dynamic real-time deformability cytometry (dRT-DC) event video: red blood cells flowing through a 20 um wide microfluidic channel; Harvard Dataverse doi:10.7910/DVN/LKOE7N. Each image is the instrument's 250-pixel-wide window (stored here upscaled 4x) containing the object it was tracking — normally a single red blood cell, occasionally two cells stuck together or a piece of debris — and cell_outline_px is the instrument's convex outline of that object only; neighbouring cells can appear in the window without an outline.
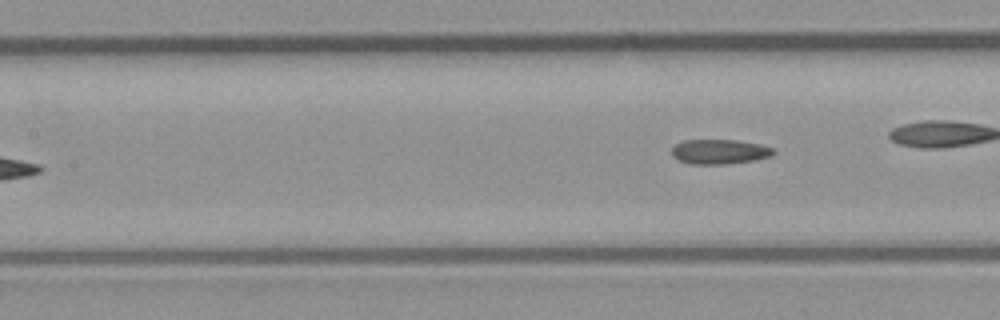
{"species": "common noctule bat (a hibernating species)", "species_latin": "Nyctalus noctula", "temperature_condition": "room temperature", "stored_images_in_passage": 4, "camera_frame_rate_fps": 3000, "um_per_image_px": 0.085, "animal": {"sex": "male", "body_mass_g": 23.1, "forearm_length_mm": 52.7}, "frame": {"image": 1, "passage_image": 4, "time_ms": 1.0, "image_size_px": [1000, 320], "cell_outline_px": [[776, 152], [772, 156], [756, 160], [728, 164], [688, 164], [672, 156], [672, 148], [676, 144], [684, 140], [736, 140], [760, 144], [772, 148]], "centroid_in_image_um": [61.18, 12.9], "position_along_channel_um": 146.2, "area_um2": 14.74}}